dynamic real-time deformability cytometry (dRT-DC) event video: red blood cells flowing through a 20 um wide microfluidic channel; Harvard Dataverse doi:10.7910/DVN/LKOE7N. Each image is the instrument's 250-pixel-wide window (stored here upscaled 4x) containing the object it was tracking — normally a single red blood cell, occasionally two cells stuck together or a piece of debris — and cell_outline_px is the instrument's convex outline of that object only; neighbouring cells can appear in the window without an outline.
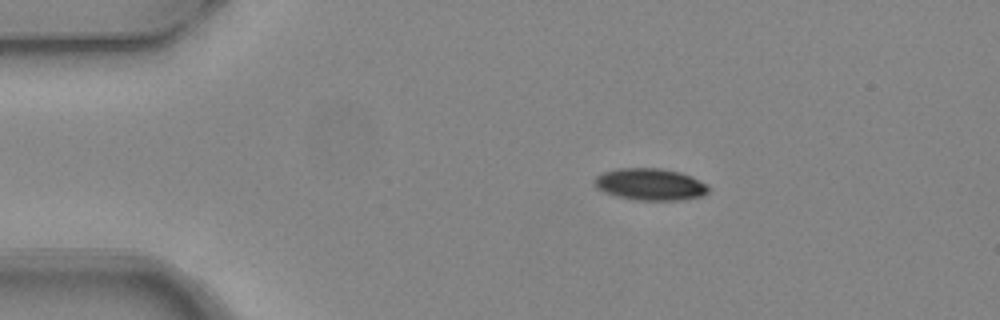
{"species": "common noctule bat (a hibernating species)", "species_latin": "Nyctalus noctula", "temperature_condition": "warm", "stored_images_in_passage": 3, "camera_frame_rate_fps": 3000, "um_per_image_px": 0.085, "animal": {"sex": "female", "body_mass_g": 24.6, "forearm_length_mm": 56.2}, "frame": {"image": 1, "passage_image": 1, "time_ms": 0.0, "image_size_px": [1000, 320], "cell_outline_px": [[708, 192], [704, 196], [684, 200], [636, 200], [616, 196], [604, 192], [596, 188], [592, 184], [592, 180], [596, 176], [604, 172], [616, 168], [660, 168], [680, 172], [692, 176], [708, 184]], "centroid_in_image_um": [55.26, 15.67], "position_along_channel_um": 29.7, "area_um2": 21.56}}
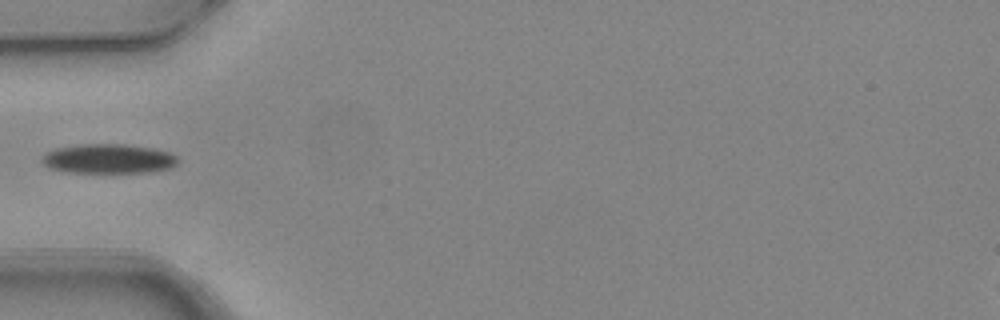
{"frame": {"image": 2, "passage_image": 3, "time_ms": 0.667, "image_size_px": [1000, 320], "cell_outline_px": [[180, 160], [172, 168], [148, 172], [68, 172], [48, 168], [40, 160], [48, 152], [56, 148], [80, 144], [124, 144], [156, 148], [168, 152], [176, 156]], "centroid_in_image_um": [9.25, 13.49], "position_along_channel_um": 75.8, "area_um2": 23.41}}